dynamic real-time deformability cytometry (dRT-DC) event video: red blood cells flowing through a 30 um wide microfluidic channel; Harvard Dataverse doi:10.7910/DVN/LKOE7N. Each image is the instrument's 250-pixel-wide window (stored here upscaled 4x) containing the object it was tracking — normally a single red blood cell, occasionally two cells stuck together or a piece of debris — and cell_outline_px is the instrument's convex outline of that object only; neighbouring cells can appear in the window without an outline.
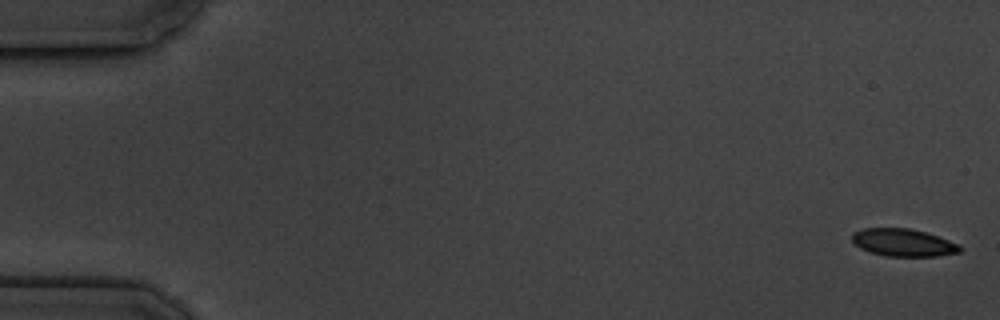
{"species": "common noctule bat (a hibernating species)", "species_latin": "Nyctalus noctula", "temperature_condition": "cold", "stored_images_in_passage": 6, "camera_frame_rate_fps": 3000, "um_per_image_px": 0.085, "animal": {"sex": "male", "body_mass_g": 19.5, "forearm_length_mm": 54.6}, "frame": {"image": 1, "passage_image": 1, "time_ms": 0.0, "image_size_px": [1000, 320], "cell_outline_px": [[964, 248], [960, 252], [936, 256], [884, 256], [860, 248], [852, 240], [852, 232], [860, 228], [912, 228], [960, 244]], "centroid_in_image_um": [76.78, 20.61], "position_along_channel_um": 8.2, "area_um2": 17.34}}